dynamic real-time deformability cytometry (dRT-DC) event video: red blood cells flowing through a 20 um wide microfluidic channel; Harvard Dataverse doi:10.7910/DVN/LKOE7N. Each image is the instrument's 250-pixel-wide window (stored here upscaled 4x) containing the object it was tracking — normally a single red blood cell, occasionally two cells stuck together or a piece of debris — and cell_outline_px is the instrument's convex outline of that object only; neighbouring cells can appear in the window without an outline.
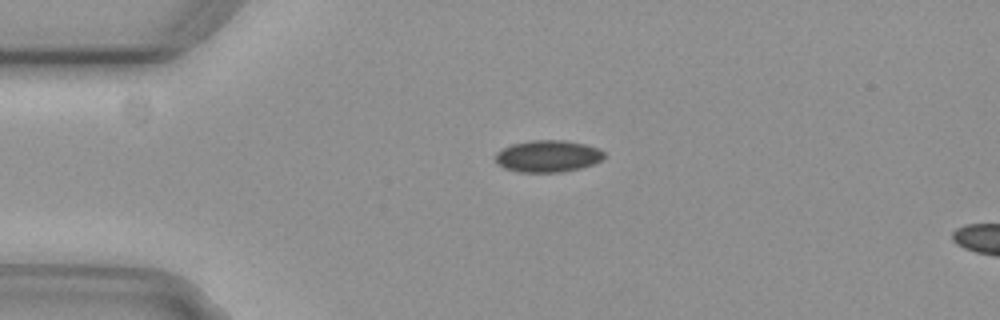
{"species": "common noctule bat (a hibernating species)", "species_latin": "Nyctalus noctula", "temperature_condition": "cold", "stored_images_in_passage": 2, "segment_of_instrument_passage": [1, 2], "camera_frame_rate_fps": 3000, "um_per_image_px": 0.085, "animal": {"sex": "female", "body_mass_g": 29.2, "forearm_length_mm": 56.3}, "frame": {"image": 1, "passage_image": 1, "time_ms": 0.0, "image_size_px": [1000, 320], "cell_outline_px": [[604, 156], [600, 160], [592, 164], [580, 168], [564, 172], [516, 172], [504, 168], [496, 164], [496, 152], [512, 144], [532, 140], [564, 140], [584, 144], [596, 148], [604, 152]], "centroid_in_image_um": [46.53, 13.28], "position_along_channel_um": 38.5, "area_um2": 20.11}}